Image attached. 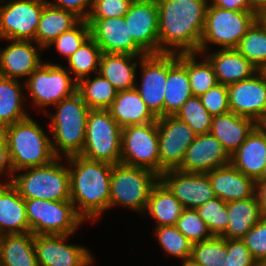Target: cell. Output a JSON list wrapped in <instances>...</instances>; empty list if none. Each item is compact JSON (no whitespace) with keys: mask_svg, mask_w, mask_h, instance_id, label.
Here are the masks:
<instances>
[{"mask_svg":"<svg viewBox=\"0 0 266 266\" xmlns=\"http://www.w3.org/2000/svg\"><path fill=\"white\" fill-rule=\"evenodd\" d=\"M156 1L159 13V54H198L208 0Z\"/></svg>","mask_w":266,"mask_h":266,"instance_id":"obj_1","label":"cell"},{"mask_svg":"<svg viewBox=\"0 0 266 266\" xmlns=\"http://www.w3.org/2000/svg\"><path fill=\"white\" fill-rule=\"evenodd\" d=\"M66 159L70 165V200L84 220L95 221L102 212L109 209L113 165L81 155Z\"/></svg>","mask_w":266,"mask_h":266,"instance_id":"obj_2","label":"cell"},{"mask_svg":"<svg viewBox=\"0 0 266 266\" xmlns=\"http://www.w3.org/2000/svg\"><path fill=\"white\" fill-rule=\"evenodd\" d=\"M54 106L57 110L50 117V130L54 138L51 146L54 155L58 158H61V154L65 157L80 155L85 145L87 119L91 109L78 92Z\"/></svg>","mask_w":266,"mask_h":266,"instance_id":"obj_3","label":"cell"},{"mask_svg":"<svg viewBox=\"0 0 266 266\" xmlns=\"http://www.w3.org/2000/svg\"><path fill=\"white\" fill-rule=\"evenodd\" d=\"M51 141L31 117L9 125L7 146L13 171L50 164L57 158Z\"/></svg>","mask_w":266,"mask_h":266,"instance_id":"obj_4","label":"cell"},{"mask_svg":"<svg viewBox=\"0 0 266 266\" xmlns=\"http://www.w3.org/2000/svg\"><path fill=\"white\" fill-rule=\"evenodd\" d=\"M54 159L50 164L41 167H30L27 172L13 175L11 183L24 199H42L49 201L70 200L69 169Z\"/></svg>","mask_w":266,"mask_h":266,"instance_id":"obj_5","label":"cell"},{"mask_svg":"<svg viewBox=\"0 0 266 266\" xmlns=\"http://www.w3.org/2000/svg\"><path fill=\"white\" fill-rule=\"evenodd\" d=\"M160 176L153 171L123 163L113 165L109 209L116 204L144 213L152 188Z\"/></svg>","mask_w":266,"mask_h":266,"instance_id":"obj_6","label":"cell"},{"mask_svg":"<svg viewBox=\"0 0 266 266\" xmlns=\"http://www.w3.org/2000/svg\"><path fill=\"white\" fill-rule=\"evenodd\" d=\"M259 17L256 12L224 10L211 2L207 7L198 54L204 53L209 43L220 45L222 49L236 48Z\"/></svg>","mask_w":266,"mask_h":266,"instance_id":"obj_7","label":"cell"},{"mask_svg":"<svg viewBox=\"0 0 266 266\" xmlns=\"http://www.w3.org/2000/svg\"><path fill=\"white\" fill-rule=\"evenodd\" d=\"M122 128L108 110L91 109L88 113L85 145L81 156L112 165L121 161Z\"/></svg>","mask_w":266,"mask_h":266,"instance_id":"obj_8","label":"cell"},{"mask_svg":"<svg viewBox=\"0 0 266 266\" xmlns=\"http://www.w3.org/2000/svg\"><path fill=\"white\" fill-rule=\"evenodd\" d=\"M29 232L33 235H72L82 221L71 200L25 199Z\"/></svg>","mask_w":266,"mask_h":266,"instance_id":"obj_9","label":"cell"},{"mask_svg":"<svg viewBox=\"0 0 266 266\" xmlns=\"http://www.w3.org/2000/svg\"><path fill=\"white\" fill-rule=\"evenodd\" d=\"M120 163L146 168L160 176L157 121L122 128Z\"/></svg>","mask_w":266,"mask_h":266,"instance_id":"obj_10","label":"cell"},{"mask_svg":"<svg viewBox=\"0 0 266 266\" xmlns=\"http://www.w3.org/2000/svg\"><path fill=\"white\" fill-rule=\"evenodd\" d=\"M25 87L36 107L51 106L77 92V81L59 64L42 63L26 80Z\"/></svg>","mask_w":266,"mask_h":266,"instance_id":"obj_11","label":"cell"},{"mask_svg":"<svg viewBox=\"0 0 266 266\" xmlns=\"http://www.w3.org/2000/svg\"><path fill=\"white\" fill-rule=\"evenodd\" d=\"M46 4L47 0H10L0 6V38L34 41Z\"/></svg>","mask_w":266,"mask_h":266,"instance_id":"obj_12","label":"cell"},{"mask_svg":"<svg viewBox=\"0 0 266 266\" xmlns=\"http://www.w3.org/2000/svg\"><path fill=\"white\" fill-rule=\"evenodd\" d=\"M159 136L160 175L164 171L178 169L186 150L194 141L193 129L176 116L157 118Z\"/></svg>","mask_w":266,"mask_h":266,"instance_id":"obj_13","label":"cell"},{"mask_svg":"<svg viewBox=\"0 0 266 266\" xmlns=\"http://www.w3.org/2000/svg\"><path fill=\"white\" fill-rule=\"evenodd\" d=\"M70 235H34L38 266H91L93 257L83 246L66 244Z\"/></svg>","mask_w":266,"mask_h":266,"instance_id":"obj_14","label":"cell"},{"mask_svg":"<svg viewBox=\"0 0 266 266\" xmlns=\"http://www.w3.org/2000/svg\"><path fill=\"white\" fill-rule=\"evenodd\" d=\"M124 21L134 41L147 54H159V13L156 0H134Z\"/></svg>","mask_w":266,"mask_h":266,"instance_id":"obj_15","label":"cell"},{"mask_svg":"<svg viewBox=\"0 0 266 266\" xmlns=\"http://www.w3.org/2000/svg\"><path fill=\"white\" fill-rule=\"evenodd\" d=\"M230 111L257 122L266 112V71L227 86Z\"/></svg>","mask_w":266,"mask_h":266,"instance_id":"obj_16","label":"cell"},{"mask_svg":"<svg viewBox=\"0 0 266 266\" xmlns=\"http://www.w3.org/2000/svg\"><path fill=\"white\" fill-rule=\"evenodd\" d=\"M160 181L184 208L197 209L215 198L206 173H188L178 169L168 170L160 175Z\"/></svg>","mask_w":266,"mask_h":266,"instance_id":"obj_17","label":"cell"},{"mask_svg":"<svg viewBox=\"0 0 266 266\" xmlns=\"http://www.w3.org/2000/svg\"><path fill=\"white\" fill-rule=\"evenodd\" d=\"M90 26V36L103 53L148 55L129 33L124 17L107 19H86Z\"/></svg>","mask_w":266,"mask_h":266,"instance_id":"obj_18","label":"cell"},{"mask_svg":"<svg viewBox=\"0 0 266 266\" xmlns=\"http://www.w3.org/2000/svg\"><path fill=\"white\" fill-rule=\"evenodd\" d=\"M142 69L141 86L136 90L150 111L158 118L164 116V93L167 80V54L139 56Z\"/></svg>","mask_w":266,"mask_h":266,"instance_id":"obj_19","label":"cell"},{"mask_svg":"<svg viewBox=\"0 0 266 266\" xmlns=\"http://www.w3.org/2000/svg\"><path fill=\"white\" fill-rule=\"evenodd\" d=\"M231 164V156L210 132L196 135L186 150L178 170L188 173H207Z\"/></svg>","mask_w":266,"mask_h":266,"instance_id":"obj_20","label":"cell"},{"mask_svg":"<svg viewBox=\"0 0 266 266\" xmlns=\"http://www.w3.org/2000/svg\"><path fill=\"white\" fill-rule=\"evenodd\" d=\"M206 174L215 197L226 203L256 195V181L237 170L232 164L216 168Z\"/></svg>","mask_w":266,"mask_h":266,"instance_id":"obj_21","label":"cell"},{"mask_svg":"<svg viewBox=\"0 0 266 266\" xmlns=\"http://www.w3.org/2000/svg\"><path fill=\"white\" fill-rule=\"evenodd\" d=\"M12 43L0 51V76L19 79L29 77L42 63L31 40H10Z\"/></svg>","mask_w":266,"mask_h":266,"instance_id":"obj_22","label":"cell"},{"mask_svg":"<svg viewBox=\"0 0 266 266\" xmlns=\"http://www.w3.org/2000/svg\"><path fill=\"white\" fill-rule=\"evenodd\" d=\"M231 164L255 181L263 177L266 169V135L257 126L231 155Z\"/></svg>","mask_w":266,"mask_h":266,"instance_id":"obj_23","label":"cell"},{"mask_svg":"<svg viewBox=\"0 0 266 266\" xmlns=\"http://www.w3.org/2000/svg\"><path fill=\"white\" fill-rule=\"evenodd\" d=\"M255 127L254 120L229 111L212 118L210 133L220 141L231 156L245 142Z\"/></svg>","mask_w":266,"mask_h":266,"instance_id":"obj_24","label":"cell"},{"mask_svg":"<svg viewBox=\"0 0 266 266\" xmlns=\"http://www.w3.org/2000/svg\"><path fill=\"white\" fill-rule=\"evenodd\" d=\"M27 232L25 199L11 183H0V235Z\"/></svg>","mask_w":266,"mask_h":266,"instance_id":"obj_25","label":"cell"},{"mask_svg":"<svg viewBox=\"0 0 266 266\" xmlns=\"http://www.w3.org/2000/svg\"><path fill=\"white\" fill-rule=\"evenodd\" d=\"M191 96L193 93L186 67L178 60V54H167L164 116H175Z\"/></svg>","mask_w":266,"mask_h":266,"instance_id":"obj_26","label":"cell"},{"mask_svg":"<svg viewBox=\"0 0 266 266\" xmlns=\"http://www.w3.org/2000/svg\"><path fill=\"white\" fill-rule=\"evenodd\" d=\"M205 58L212 65L218 83L227 86L250 78L259 71L235 48L221 49Z\"/></svg>","mask_w":266,"mask_h":266,"instance_id":"obj_27","label":"cell"},{"mask_svg":"<svg viewBox=\"0 0 266 266\" xmlns=\"http://www.w3.org/2000/svg\"><path fill=\"white\" fill-rule=\"evenodd\" d=\"M107 110L121 128L157 121L136 88L118 91Z\"/></svg>","mask_w":266,"mask_h":266,"instance_id":"obj_28","label":"cell"},{"mask_svg":"<svg viewBox=\"0 0 266 266\" xmlns=\"http://www.w3.org/2000/svg\"><path fill=\"white\" fill-rule=\"evenodd\" d=\"M227 209L229 222L221 235L224 239H242L263 218L257 195L227 202Z\"/></svg>","mask_w":266,"mask_h":266,"instance_id":"obj_29","label":"cell"},{"mask_svg":"<svg viewBox=\"0 0 266 266\" xmlns=\"http://www.w3.org/2000/svg\"><path fill=\"white\" fill-rule=\"evenodd\" d=\"M81 19L74 13L49 5L43 7L35 40L43 49L62 33L74 28Z\"/></svg>","mask_w":266,"mask_h":266,"instance_id":"obj_30","label":"cell"},{"mask_svg":"<svg viewBox=\"0 0 266 266\" xmlns=\"http://www.w3.org/2000/svg\"><path fill=\"white\" fill-rule=\"evenodd\" d=\"M137 56L139 55L103 53L100 60L99 73L106 78L117 91L134 89L136 87L135 69L138 64L132 60Z\"/></svg>","mask_w":266,"mask_h":266,"instance_id":"obj_31","label":"cell"},{"mask_svg":"<svg viewBox=\"0 0 266 266\" xmlns=\"http://www.w3.org/2000/svg\"><path fill=\"white\" fill-rule=\"evenodd\" d=\"M0 266H38L34 248V235H0Z\"/></svg>","mask_w":266,"mask_h":266,"instance_id":"obj_32","label":"cell"},{"mask_svg":"<svg viewBox=\"0 0 266 266\" xmlns=\"http://www.w3.org/2000/svg\"><path fill=\"white\" fill-rule=\"evenodd\" d=\"M184 207L171 191L159 180L152 188L144 213L156 220L157 227L174 226Z\"/></svg>","mask_w":266,"mask_h":266,"instance_id":"obj_33","label":"cell"},{"mask_svg":"<svg viewBox=\"0 0 266 266\" xmlns=\"http://www.w3.org/2000/svg\"><path fill=\"white\" fill-rule=\"evenodd\" d=\"M21 90L19 80L0 76V122L9 126L30 117L22 110Z\"/></svg>","mask_w":266,"mask_h":266,"instance_id":"obj_34","label":"cell"},{"mask_svg":"<svg viewBox=\"0 0 266 266\" xmlns=\"http://www.w3.org/2000/svg\"><path fill=\"white\" fill-rule=\"evenodd\" d=\"M258 70L266 71V19L260 16L235 48Z\"/></svg>","mask_w":266,"mask_h":266,"instance_id":"obj_35","label":"cell"},{"mask_svg":"<svg viewBox=\"0 0 266 266\" xmlns=\"http://www.w3.org/2000/svg\"><path fill=\"white\" fill-rule=\"evenodd\" d=\"M77 92L90 109L107 110L117 95L114 86L100 73L92 80L85 77L77 82Z\"/></svg>","mask_w":266,"mask_h":266,"instance_id":"obj_36","label":"cell"},{"mask_svg":"<svg viewBox=\"0 0 266 266\" xmlns=\"http://www.w3.org/2000/svg\"><path fill=\"white\" fill-rule=\"evenodd\" d=\"M195 53L178 54V60L186 67L193 96H201L218 84L216 74L210 62L196 61Z\"/></svg>","mask_w":266,"mask_h":266,"instance_id":"obj_37","label":"cell"},{"mask_svg":"<svg viewBox=\"0 0 266 266\" xmlns=\"http://www.w3.org/2000/svg\"><path fill=\"white\" fill-rule=\"evenodd\" d=\"M102 50L89 36L78 50L72 54L68 59L67 69L69 73L75 74V80L78 82L80 79L89 76L90 72L94 71L95 74L99 73L100 60L102 57Z\"/></svg>","mask_w":266,"mask_h":266,"instance_id":"obj_38","label":"cell"},{"mask_svg":"<svg viewBox=\"0 0 266 266\" xmlns=\"http://www.w3.org/2000/svg\"><path fill=\"white\" fill-rule=\"evenodd\" d=\"M227 239L213 236L193 243L189 263L195 266H226Z\"/></svg>","mask_w":266,"mask_h":266,"instance_id":"obj_39","label":"cell"},{"mask_svg":"<svg viewBox=\"0 0 266 266\" xmlns=\"http://www.w3.org/2000/svg\"><path fill=\"white\" fill-rule=\"evenodd\" d=\"M187 123L196 135L209 133L213 116L202 105L199 96H191L175 115Z\"/></svg>","mask_w":266,"mask_h":266,"instance_id":"obj_40","label":"cell"},{"mask_svg":"<svg viewBox=\"0 0 266 266\" xmlns=\"http://www.w3.org/2000/svg\"><path fill=\"white\" fill-rule=\"evenodd\" d=\"M155 234L161 247L167 253L179 259L182 258L183 264L189 262L193 243L175 225L156 227Z\"/></svg>","mask_w":266,"mask_h":266,"instance_id":"obj_41","label":"cell"},{"mask_svg":"<svg viewBox=\"0 0 266 266\" xmlns=\"http://www.w3.org/2000/svg\"><path fill=\"white\" fill-rule=\"evenodd\" d=\"M196 210L213 236H221L225 232L229 222L226 202L215 197Z\"/></svg>","mask_w":266,"mask_h":266,"instance_id":"obj_42","label":"cell"},{"mask_svg":"<svg viewBox=\"0 0 266 266\" xmlns=\"http://www.w3.org/2000/svg\"><path fill=\"white\" fill-rule=\"evenodd\" d=\"M175 226L192 243L213 237L196 209L184 208Z\"/></svg>","mask_w":266,"mask_h":266,"instance_id":"obj_43","label":"cell"},{"mask_svg":"<svg viewBox=\"0 0 266 266\" xmlns=\"http://www.w3.org/2000/svg\"><path fill=\"white\" fill-rule=\"evenodd\" d=\"M89 36L90 26L86 20H81L74 28L59 35L48 47L56 45L57 51L68 59Z\"/></svg>","mask_w":266,"mask_h":266,"instance_id":"obj_44","label":"cell"},{"mask_svg":"<svg viewBox=\"0 0 266 266\" xmlns=\"http://www.w3.org/2000/svg\"><path fill=\"white\" fill-rule=\"evenodd\" d=\"M259 266H266V218L257 222L241 239Z\"/></svg>","mask_w":266,"mask_h":266,"instance_id":"obj_45","label":"cell"},{"mask_svg":"<svg viewBox=\"0 0 266 266\" xmlns=\"http://www.w3.org/2000/svg\"><path fill=\"white\" fill-rule=\"evenodd\" d=\"M134 0H94L86 19L124 17Z\"/></svg>","mask_w":266,"mask_h":266,"instance_id":"obj_46","label":"cell"},{"mask_svg":"<svg viewBox=\"0 0 266 266\" xmlns=\"http://www.w3.org/2000/svg\"><path fill=\"white\" fill-rule=\"evenodd\" d=\"M202 105L214 117L230 111L227 85L216 84L200 96Z\"/></svg>","mask_w":266,"mask_h":266,"instance_id":"obj_47","label":"cell"},{"mask_svg":"<svg viewBox=\"0 0 266 266\" xmlns=\"http://www.w3.org/2000/svg\"><path fill=\"white\" fill-rule=\"evenodd\" d=\"M226 266H259L241 239H227Z\"/></svg>","mask_w":266,"mask_h":266,"instance_id":"obj_48","label":"cell"},{"mask_svg":"<svg viewBox=\"0 0 266 266\" xmlns=\"http://www.w3.org/2000/svg\"><path fill=\"white\" fill-rule=\"evenodd\" d=\"M55 3H51L47 0V3L53 7L69 11L78 16L81 20H86L92 7L94 0H55ZM89 6L88 10H85Z\"/></svg>","mask_w":266,"mask_h":266,"instance_id":"obj_49","label":"cell"},{"mask_svg":"<svg viewBox=\"0 0 266 266\" xmlns=\"http://www.w3.org/2000/svg\"><path fill=\"white\" fill-rule=\"evenodd\" d=\"M212 2L214 6L224 10L255 12L251 0H212Z\"/></svg>","mask_w":266,"mask_h":266,"instance_id":"obj_50","label":"cell"},{"mask_svg":"<svg viewBox=\"0 0 266 266\" xmlns=\"http://www.w3.org/2000/svg\"><path fill=\"white\" fill-rule=\"evenodd\" d=\"M4 172H8L11 176L14 173L8 146L7 144H0V174H3Z\"/></svg>","mask_w":266,"mask_h":266,"instance_id":"obj_51","label":"cell"},{"mask_svg":"<svg viewBox=\"0 0 266 266\" xmlns=\"http://www.w3.org/2000/svg\"><path fill=\"white\" fill-rule=\"evenodd\" d=\"M256 195L263 217L266 218V177L256 181Z\"/></svg>","mask_w":266,"mask_h":266,"instance_id":"obj_52","label":"cell"},{"mask_svg":"<svg viewBox=\"0 0 266 266\" xmlns=\"http://www.w3.org/2000/svg\"><path fill=\"white\" fill-rule=\"evenodd\" d=\"M251 2L259 16L266 15V0H251Z\"/></svg>","mask_w":266,"mask_h":266,"instance_id":"obj_53","label":"cell"},{"mask_svg":"<svg viewBox=\"0 0 266 266\" xmlns=\"http://www.w3.org/2000/svg\"><path fill=\"white\" fill-rule=\"evenodd\" d=\"M8 125L0 122V144H7Z\"/></svg>","mask_w":266,"mask_h":266,"instance_id":"obj_54","label":"cell"},{"mask_svg":"<svg viewBox=\"0 0 266 266\" xmlns=\"http://www.w3.org/2000/svg\"><path fill=\"white\" fill-rule=\"evenodd\" d=\"M256 126L266 135V112L256 122Z\"/></svg>","mask_w":266,"mask_h":266,"instance_id":"obj_55","label":"cell"},{"mask_svg":"<svg viewBox=\"0 0 266 266\" xmlns=\"http://www.w3.org/2000/svg\"><path fill=\"white\" fill-rule=\"evenodd\" d=\"M182 266H195V265L190 264L189 262H187V263H184Z\"/></svg>","mask_w":266,"mask_h":266,"instance_id":"obj_56","label":"cell"},{"mask_svg":"<svg viewBox=\"0 0 266 266\" xmlns=\"http://www.w3.org/2000/svg\"><path fill=\"white\" fill-rule=\"evenodd\" d=\"M263 177H266V169H265V172H264V174H263Z\"/></svg>","mask_w":266,"mask_h":266,"instance_id":"obj_57","label":"cell"}]
</instances>
